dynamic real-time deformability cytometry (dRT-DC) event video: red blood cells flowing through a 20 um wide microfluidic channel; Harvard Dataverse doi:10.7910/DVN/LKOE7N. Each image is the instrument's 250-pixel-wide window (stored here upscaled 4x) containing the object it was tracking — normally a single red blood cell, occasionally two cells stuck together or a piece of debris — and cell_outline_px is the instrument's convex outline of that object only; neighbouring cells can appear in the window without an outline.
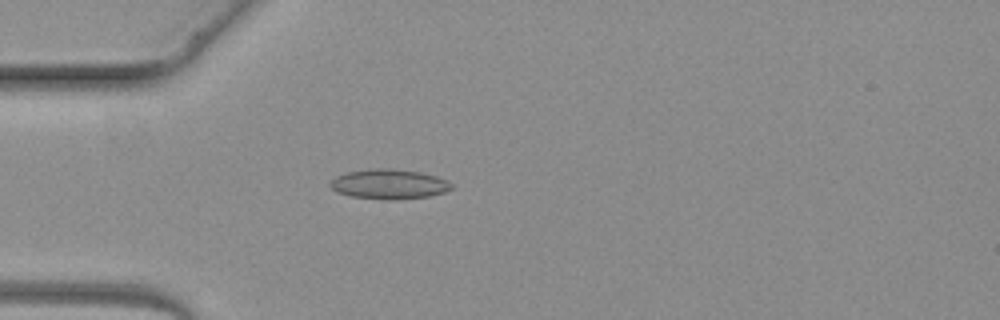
{"species": "common noctule bat (a hibernating species)", "species_latin": "Nyctalus noctula", "temperature_condition": "warm", "stored_images_in_passage": 1, "camera_frame_rate_fps": 3000, "um_per_image_px": 0.085, "animal": {"sex": "female", "body_mass_g": 19.3, "forearm_length_mm": 54.1}, "frame": {"image": 1, "passage_image": 1, "time_ms": 0.0, "image_size_px": [1000, 320], "cell_outline_px": [[452, 188], [444, 192], [428, 196], [396, 200], [388, 200], [352, 196], [336, 192], [328, 184], [336, 176], [348, 172], [372, 168], [392, 168], [420, 172], [436, 176], [452, 184]], "centroid_in_image_um": [33.04, 15.65], "position_along_channel_um": 52.0, "area_um2": 20.98}}